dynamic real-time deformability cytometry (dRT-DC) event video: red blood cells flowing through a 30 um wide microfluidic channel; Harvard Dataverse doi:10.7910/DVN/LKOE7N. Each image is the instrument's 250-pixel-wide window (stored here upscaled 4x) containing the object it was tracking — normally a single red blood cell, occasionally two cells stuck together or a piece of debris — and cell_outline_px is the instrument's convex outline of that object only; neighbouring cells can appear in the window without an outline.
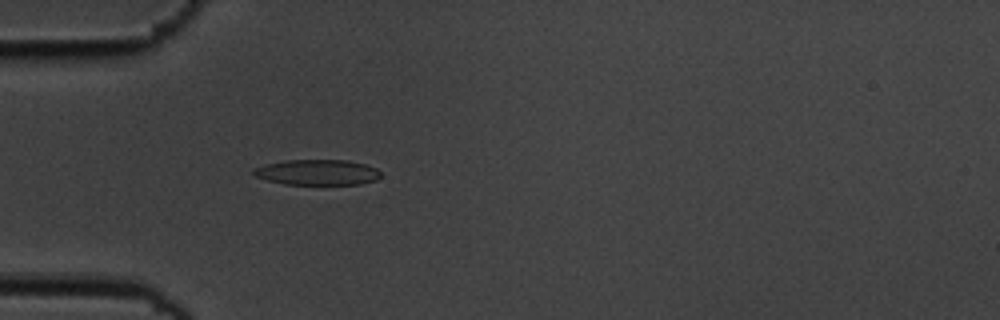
{"species": "common noctule bat (a hibernating species)", "species_latin": "Nyctalus noctula", "temperature_condition": "cold", "stored_images_in_passage": 5, "camera_frame_rate_fps": 3000, "um_per_image_px": 0.085, "animal": {"sex": "male", "body_mass_g": 19.5, "forearm_length_mm": 54.6}, "frame": {"image": 1, "passage_image": 5, "time_ms": 1.333, "image_size_px": [1000, 320], "cell_outline_px": [[380, 176], [376, 180], [360, 184], [284, 184], [268, 180], [256, 176], [252, 172], [252, 168], [264, 164], [284, 160], [348, 160], [364, 164], [376, 168], [380, 172]], "centroid_in_image_um": [26.95, 14.64], "position_along_channel_um": 58.0, "area_um2": 18.9}}